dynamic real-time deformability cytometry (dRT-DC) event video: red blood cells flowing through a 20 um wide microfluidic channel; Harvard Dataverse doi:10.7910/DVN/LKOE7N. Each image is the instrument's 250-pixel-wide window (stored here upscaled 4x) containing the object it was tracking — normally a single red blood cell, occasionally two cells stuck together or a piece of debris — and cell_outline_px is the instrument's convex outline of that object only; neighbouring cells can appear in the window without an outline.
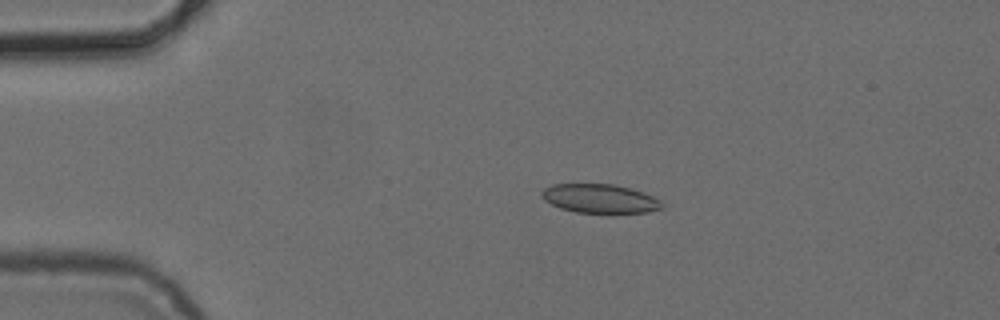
{"species": "common noctule bat (a hibernating species)", "species_latin": "Nyctalus noctula", "temperature_condition": "cold", "stored_images_in_passage": 4, "camera_frame_rate_fps": 3000, "um_per_image_px": 0.085, "animal": {"sex": "female", "body_mass_g": 24.6, "forearm_length_mm": 56.2}, "frame": {"image": 1, "passage_image": 3, "time_ms": 2.333, "image_size_px": [1000, 320], "cell_outline_px": [[664, 204], [660, 208], [648, 212], [576, 212], [560, 208], [544, 200], [540, 196], [540, 192], [544, 188], [552, 184], [616, 184], [644, 192], [660, 200]], "centroid_in_image_um": [50.96, 16.86], "position_along_channel_um": 34.0, "area_um2": 20.17}}